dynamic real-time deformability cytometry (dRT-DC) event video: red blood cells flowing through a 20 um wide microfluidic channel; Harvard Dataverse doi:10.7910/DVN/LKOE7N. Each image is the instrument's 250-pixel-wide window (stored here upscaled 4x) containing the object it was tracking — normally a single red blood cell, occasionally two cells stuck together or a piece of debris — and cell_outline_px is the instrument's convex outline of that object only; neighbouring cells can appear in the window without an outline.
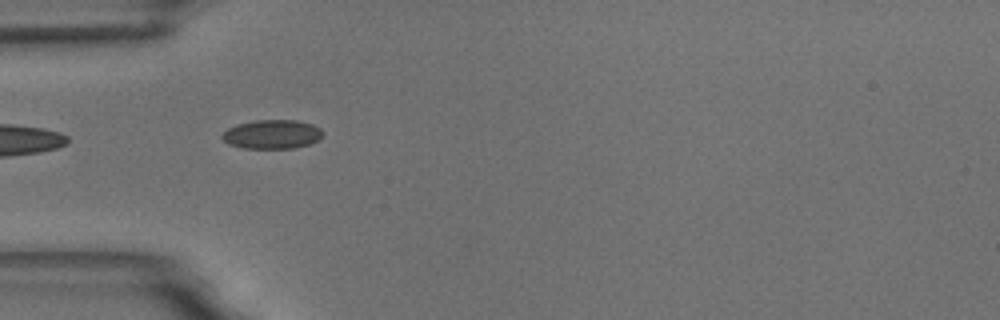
{"species": "common noctule bat (a hibernating species)", "species_latin": "Nyctalus noctula", "temperature_condition": "room temperature", "stored_images_in_passage": 4, "camera_frame_rate_fps": 3000, "um_per_image_px": 0.085, "animal": {"sex": "male", "body_mass_g": 18.8}, "frame": {"image": 1, "passage_image": 1, "time_ms": 0.0, "image_size_px": [1000, 320], "cell_outline_px": [[324, 132], [316, 140], [308, 144], [292, 148], [244, 148], [228, 144], [220, 136], [228, 128], [236, 124], [256, 120], [296, 120], [312, 124], [320, 128]], "centroid_in_image_um": [23.09, 11.4], "position_along_channel_um": 61.9, "area_um2": 16.88}}